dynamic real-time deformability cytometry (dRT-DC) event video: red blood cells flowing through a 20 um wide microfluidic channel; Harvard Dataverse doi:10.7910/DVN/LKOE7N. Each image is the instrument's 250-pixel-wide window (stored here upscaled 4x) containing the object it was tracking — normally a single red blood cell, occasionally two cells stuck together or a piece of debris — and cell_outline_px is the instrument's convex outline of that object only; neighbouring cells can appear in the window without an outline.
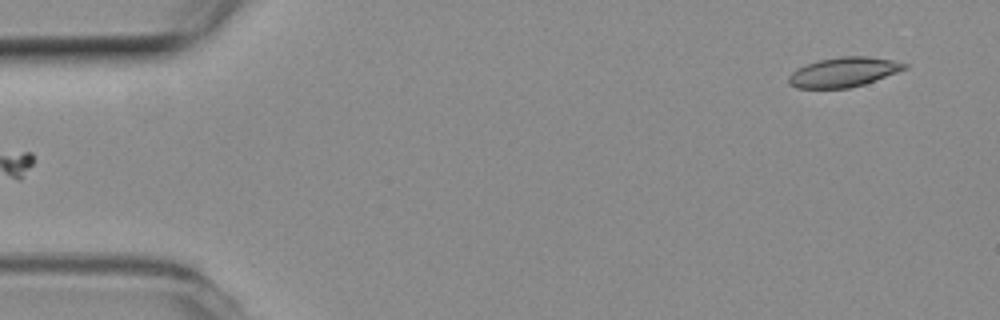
{"species": "common noctule bat (a hibernating species)", "species_latin": "Nyctalus noctula", "temperature_condition": "room temperature", "stored_images_in_passage": 22, "camera_frame_rate_fps": 3000, "um_per_image_px": 0.085, "animal": {"sex": "female", "body_mass_g": 19.3, "forearm_length_mm": 54.1}, "frame": {"image": 1, "passage_image": 1, "time_ms": 0.0, "image_size_px": [1000, 320], "cell_outline_px": [[908, 68], [864, 84], [848, 88], [796, 88], [788, 84], [788, 76], [792, 72], [808, 64], [820, 60], [840, 56], [864, 56], [892, 60], [908, 64]], "centroid_in_image_um": [71.7, 6.13], "position_along_channel_um": 13.3, "area_um2": 19.77}}
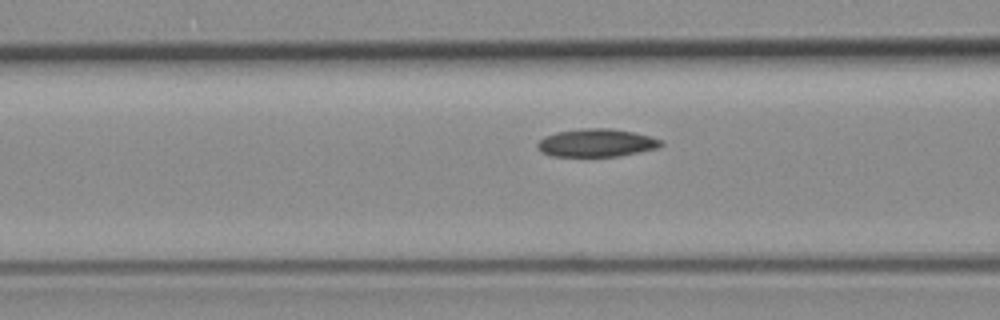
{"frame": {"image": 2, "passage_image": 18, "time_ms": 5.667, "image_size_px": [1000, 320], "cell_outline_px": [[664, 144], [656, 148], [620, 156], [552, 156], [540, 152], [536, 148], [536, 144], [544, 136], [556, 132], [580, 128], [612, 128], [632, 132], [648, 136], [660, 140]], "centroid_in_image_um": [50.63, 12.14], "position_along_channel_um": 116.0, "area_um2": 20.11}}
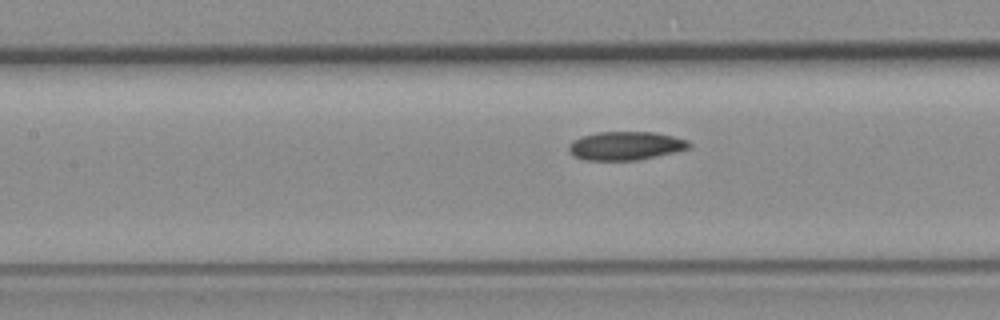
{"frame": {"image": 3, "passage_image": 21, "time_ms": 6.667, "image_size_px": [1000, 320], "cell_outline_px": [[692, 148], [676, 152], [636, 160], [584, 160], [572, 156], [568, 152], [568, 144], [572, 140], [580, 136], [596, 132], [656, 132], [688, 140], [692, 144]], "centroid_in_image_um": [53.15, 12.39], "position_along_channel_um": 154.2, "area_um2": 20.35}}